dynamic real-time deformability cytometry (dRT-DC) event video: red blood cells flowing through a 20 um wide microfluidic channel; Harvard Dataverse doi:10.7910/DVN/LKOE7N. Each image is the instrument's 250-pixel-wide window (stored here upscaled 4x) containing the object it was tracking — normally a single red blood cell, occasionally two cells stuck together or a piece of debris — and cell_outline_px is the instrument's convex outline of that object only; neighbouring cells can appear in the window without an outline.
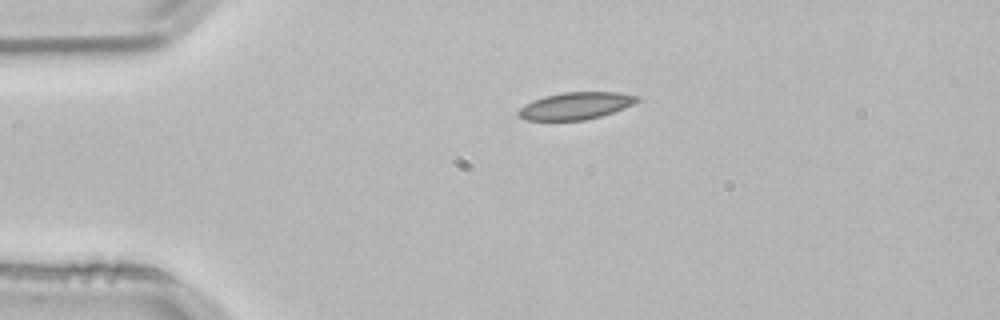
{"species": "common noctule bat (a hibernating species)", "species_latin": "Nyctalus noctula", "temperature_condition": "room temperature", "stored_images_in_passage": 42, "camera_frame_rate_fps": 3000, "um_per_image_px": 0.085, "animal": {"sex": "male", "body_mass_g": 21.5, "forearm_length_mm": 52.0}, "frame": {"image": 1, "passage_image": 1, "time_ms": 0.0, "image_size_px": [1000, 320], "cell_outline_px": [[640, 100], [624, 108], [600, 116], [584, 120], [524, 120], [516, 116], [516, 112], [524, 104], [532, 100], [544, 96], [564, 92], [620, 92], [636, 96]], "centroid_in_image_um": [48.86, 8.99], "position_along_channel_um": 36.1, "area_um2": 18.79}}
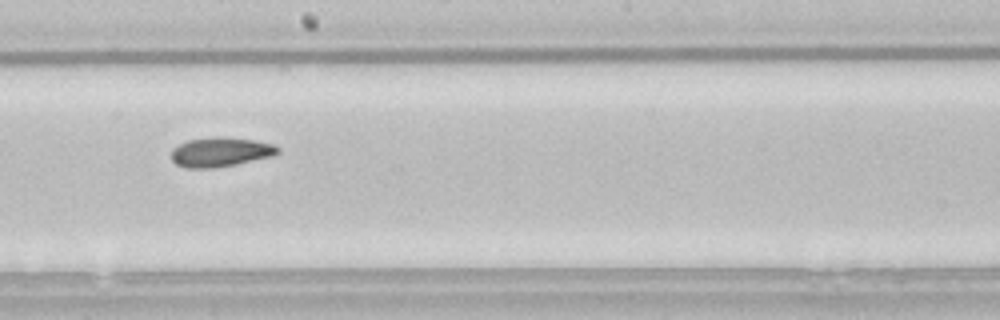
{"frame": {"image": 2, "passage_image": 19, "time_ms": 6.0, "image_size_px": [1000, 320], "cell_outline_px": [[280, 152], [272, 156], [236, 164], [216, 168], [188, 168], [176, 164], [172, 160], [172, 148], [188, 140], [220, 136], [256, 140], [272, 144], [280, 148]], "centroid_in_image_um": [18.75, 12.92], "position_along_channel_um": 229.4, "area_um2": 18.26}}
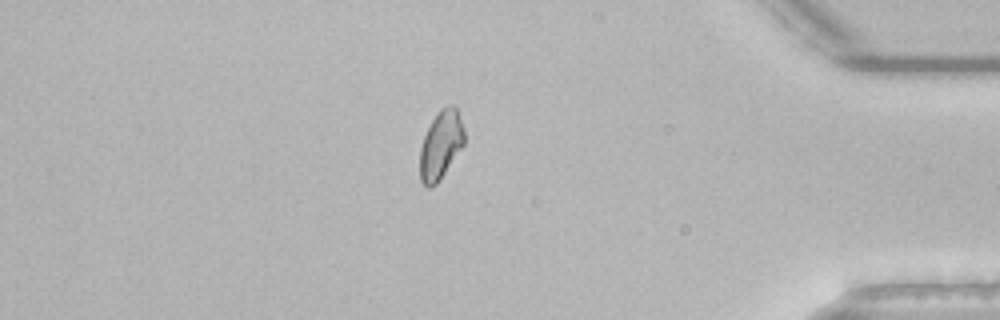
{"frame": {"image": 3, "passage_image": 35, "time_ms": 11.333, "image_size_px": [1000, 320], "cell_outline_px": [[464, 144], [440, 180], [432, 188], [428, 188], [420, 180], [420, 148], [424, 136], [432, 120], [440, 108], [448, 104], [452, 104], [456, 108], [464, 128]], "centroid_in_image_um": [37.46, 12.32], "position_along_channel_um": 397.7, "area_um2": 17.69}, "authors_computed_cell_mechanics": {"area_um2": 18.0336, "velocity_mm_per_s": 3.8338, "shape_relaxation_time_tau1_ms": 10.3045, "shape_relaxation_time_tau2_ms": 2.8869, "deformation_change_tau1": 0.1408, "deformation_change_tau2": 0.0667}}